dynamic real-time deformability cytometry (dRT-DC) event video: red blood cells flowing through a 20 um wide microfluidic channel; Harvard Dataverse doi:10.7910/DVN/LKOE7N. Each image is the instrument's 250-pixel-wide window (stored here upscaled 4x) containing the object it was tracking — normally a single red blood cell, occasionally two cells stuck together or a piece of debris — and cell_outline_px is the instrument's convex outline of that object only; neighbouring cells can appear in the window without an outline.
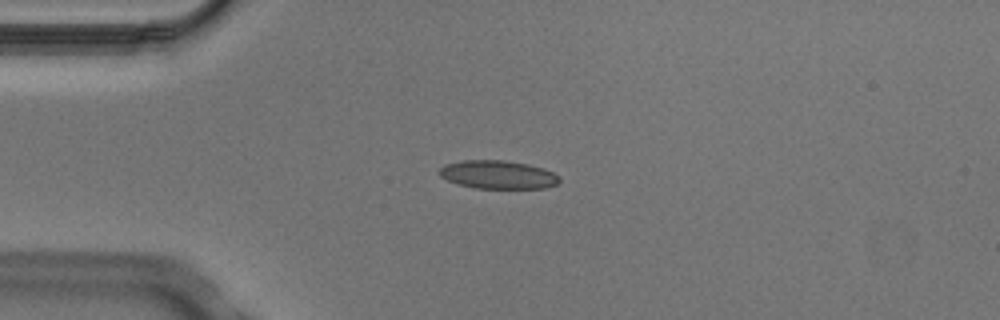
{"species": "Egyptian fruit bat (a non-hibernating species)", "species_latin": "Rousettus aegyptiacus", "temperature_condition": "cold", "stored_images_in_passage": 2, "segment_of_instrument_passage": [1, 2], "camera_frame_rate_fps": 3000, "um_per_image_px": 0.085, "animal": {"sex": "male"}, "frame": {"image": 1, "passage_image": 1, "time_ms": 0.0, "image_size_px": [1000, 320], "cell_outline_px": [[560, 180], [556, 184], [544, 188], [476, 188], [460, 184], [448, 180], [440, 176], [440, 168], [444, 164], [464, 160], [504, 160], [528, 164], [544, 168], [560, 176]], "centroid_in_image_um": [42.35, 14.84], "position_along_channel_um": 42.7, "area_um2": 19.71}}